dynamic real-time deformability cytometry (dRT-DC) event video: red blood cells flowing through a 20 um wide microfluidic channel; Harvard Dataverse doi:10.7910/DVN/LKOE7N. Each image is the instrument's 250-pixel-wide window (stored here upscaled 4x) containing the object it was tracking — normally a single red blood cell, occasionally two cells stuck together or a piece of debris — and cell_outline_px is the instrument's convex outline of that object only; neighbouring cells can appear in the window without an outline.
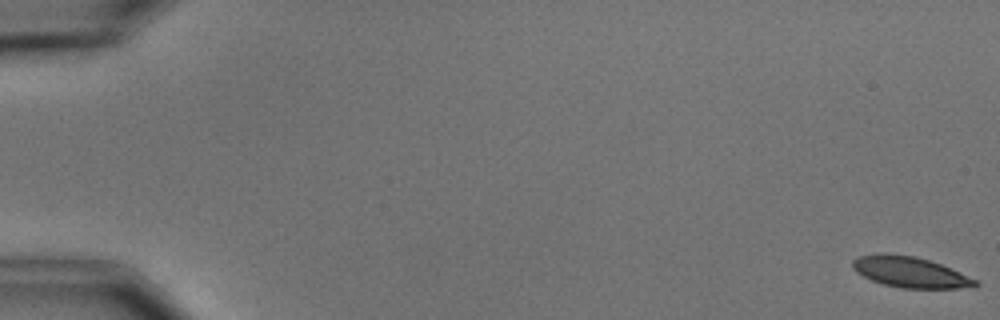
{"species": "common noctule bat (a hibernating species)", "species_latin": "Nyctalus noctula", "temperature_condition": "cold", "stored_images_in_passage": 5, "camera_frame_rate_fps": 3000, "um_per_image_px": 0.085, "animal": {"sex": "male", "body_mass_g": 15.6}, "frame": {"image": 1, "passage_image": 1, "time_ms": 0.0, "image_size_px": [1000, 320], "cell_outline_px": [[980, 284], [976, 288], [900, 288], [884, 284], [872, 280], [856, 272], [852, 268], [852, 260], [856, 256], [916, 256], [940, 264], [960, 272], [976, 280]], "centroid_in_image_um": [77.43, 23.18], "position_along_channel_um": 7.6, "area_um2": 21.33}}